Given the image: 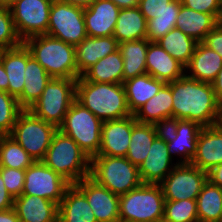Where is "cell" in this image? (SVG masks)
<instances>
[{"instance_id": "1", "label": "cell", "mask_w": 222, "mask_h": 222, "mask_svg": "<svg viewBox=\"0 0 222 222\" xmlns=\"http://www.w3.org/2000/svg\"><path fill=\"white\" fill-rule=\"evenodd\" d=\"M172 117L196 122L202 127L222 123V104L216 99L211 83L184 74L171 82Z\"/></svg>"}, {"instance_id": "2", "label": "cell", "mask_w": 222, "mask_h": 222, "mask_svg": "<svg viewBox=\"0 0 222 222\" xmlns=\"http://www.w3.org/2000/svg\"><path fill=\"white\" fill-rule=\"evenodd\" d=\"M102 121L131 116L123 84L95 83L82 76L76 82V99Z\"/></svg>"}, {"instance_id": "3", "label": "cell", "mask_w": 222, "mask_h": 222, "mask_svg": "<svg viewBox=\"0 0 222 222\" xmlns=\"http://www.w3.org/2000/svg\"><path fill=\"white\" fill-rule=\"evenodd\" d=\"M23 43L52 78L77 80L75 46L47 34L30 37Z\"/></svg>"}, {"instance_id": "4", "label": "cell", "mask_w": 222, "mask_h": 222, "mask_svg": "<svg viewBox=\"0 0 222 222\" xmlns=\"http://www.w3.org/2000/svg\"><path fill=\"white\" fill-rule=\"evenodd\" d=\"M42 162L70 184L90 176L91 158L60 130L54 134Z\"/></svg>"}, {"instance_id": "5", "label": "cell", "mask_w": 222, "mask_h": 222, "mask_svg": "<svg viewBox=\"0 0 222 222\" xmlns=\"http://www.w3.org/2000/svg\"><path fill=\"white\" fill-rule=\"evenodd\" d=\"M164 202L160 184H141L119 196V221L162 222Z\"/></svg>"}, {"instance_id": "6", "label": "cell", "mask_w": 222, "mask_h": 222, "mask_svg": "<svg viewBox=\"0 0 222 222\" xmlns=\"http://www.w3.org/2000/svg\"><path fill=\"white\" fill-rule=\"evenodd\" d=\"M90 177L119 196L142 184L138 167L126 157L105 155L92 157Z\"/></svg>"}, {"instance_id": "7", "label": "cell", "mask_w": 222, "mask_h": 222, "mask_svg": "<svg viewBox=\"0 0 222 222\" xmlns=\"http://www.w3.org/2000/svg\"><path fill=\"white\" fill-rule=\"evenodd\" d=\"M76 82V79L52 78L40 98L28 110L59 128L76 99Z\"/></svg>"}, {"instance_id": "8", "label": "cell", "mask_w": 222, "mask_h": 222, "mask_svg": "<svg viewBox=\"0 0 222 222\" xmlns=\"http://www.w3.org/2000/svg\"><path fill=\"white\" fill-rule=\"evenodd\" d=\"M102 123L101 119L75 100L58 130L71 137L92 158L100 149Z\"/></svg>"}, {"instance_id": "9", "label": "cell", "mask_w": 222, "mask_h": 222, "mask_svg": "<svg viewBox=\"0 0 222 222\" xmlns=\"http://www.w3.org/2000/svg\"><path fill=\"white\" fill-rule=\"evenodd\" d=\"M58 128L23 109L17 116L10 134L35 160L42 161Z\"/></svg>"}, {"instance_id": "10", "label": "cell", "mask_w": 222, "mask_h": 222, "mask_svg": "<svg viewBox=\"0 0 222 222\" xmlns=\"http://www.w3.org/2000/svg\"><path fill=\"white\" fill-rule=\"evenodd\" d=\"M47 35L76 46L87 37L84 8L53 0Z\"/></svg>"}, {"instance_id": "11", "label": "cell", "mask_w": 222, "mask_h": 222, "mask_svg": "<svg viewBox=\"0 0 222 222\" xmlns=\"http://www.w3.org/2000/svg\"><path fill=\"white\" fill-rule=\"evenodd\" d=\"M207 172L191 163L177 164L160 183L165 201L196 199L207 182Z\"/></svg>"}, {"instance_id": "12", "label": "cell", "mask_w": 222, "mask_h": 222, "mask_svg": "<svg viewBox=\"0 0 222 222\" xmlns=\"http://www.w3.org/2000/svg\"><path fill=\"white\" fill-rule=\"evenodd\" d=\"M53 0H16L10 8L15 29L22 41L47 34Z\"/></svg>"}, {"instance_id": "13", "label": "cell", "mask_w": 222, "mask_h": 222, "mask_svg": "<svg viewBox=\"0 0 222 222\" xmlns=\"http://www.w3.org/2000/svg\"><path fill=\"white\" fill-rule=\"evenodd\" d=\"M71 184L42 161H35L25 170L22 195H34L60 204Z\"/></svg>"}, {"instance_id": "14", "label": "cell", "mask_w": 222, "mask_h": 222, "mask_svg": "<svg viewBox=\"0 0 222 222\" xmlns=\"http://www.w3.org/2000/svg\"><path fill=\"white\" fill-rule=\"evenodd\" d=\"M74 185L86 196L97 222H120L119 195L98 184L90 176Z\"/></svg>"}, {"instance_id": "15", "label": "cell", "mask_w": 222, "mask_h": 222, "mask_svg": "<svg viewBox=\"0 0 222 222\" xmlns=\"http://www.w3.org/2000/svg\"><path fill=\"white\" fill-rule=\"evenodd\" d=\"M136 122L134 115L103 121L100 149L97 155L125 157L130 145L132 127Z\"/></svg>"}, {"instance_id": "16", "label": "cell", "mask_w": 222, "mask_h": 222, "mask_svg": "<svg viewBox=\"0 0 222 222\" xmlns=\"http://www.w3.org/2000/svg\"><path fill=\"white\" fill-rule=\"evenodd\" d=\"M173 160L167 143L156 137L146 159L138 168L142 184H160L178 164Z\"/></svg>"}, {"instance_id": "17", "label": "cell", "mask_w": 222, "mask_h": 222, "mask_svg": "<svg viewBox=\"0 0 222 222\" xmlns=\"http://www.w3.org/2000/svg\"><path fill=\"white\" fill-rule=\"evenodd\" d=\"M120 8L110 0H96L84 8L88 37L113 36Z\"/></svg>"}, {"instance_id": "18", "label": "cell", "mask_w": 222, "mask_h": 222, "mask_svg": "<svg viewBox=\"0 0 222 222\" xmlns=\"http://www.w3.org/2000/svg\"><path fill=\"white\" fill-rule=\"evenodd\" d=\"M222 163V123L203 127L198 139L196 154L191 164L208 172Z\"/></svg>"}, {"instance_id": "19", "label": "cell", "mask_w": 222, "mask_h": 222, "mask_svg": "<svg viewBox=\"0 0 222 222\" xmlns=\"http://www.w3.org/2000/svg\"><path fill=\"white\" fill-rule=\"evenodd\" d=\"M118 41L113 36L86 37L75 46V62L77 79L82 76L98 60L117 51Z\"/></svg>"}, {"instance_id": "20", "label": "cell", "mask_w": 222, "mask_h": 222, "mask_svg": "<svg viewBox=\"0 0 222 222\" xmlns=\"http://www.w3.org/2000/svg\"><path fill=\"white\" fill-rule=\"evenodd\" d=\"M146 72L167 84L182 77L185 74V67L168 54L158 42L150 41L146 53Z\"/></svg>"}, {"instance_id": "21", "label": "cell", "mask_w": 222, "mask_h": 222, "mask_svg": "<svg viewBox=\"0 0 222 222\" xmlns=\"http://www.w3.org/2000/svg\"><path fill=\"white\" fill-rule=\"evenodd\" d=\"M58 204L34 195L14 198V206L20 222H57Z\"/></svg>"}, {"instance_id": "22", "label": "cell", "mask_w": 222, "mask_h": 222, "mask_svg": "<svg viewBox=\"0 0 222 222\" xmlns=\"http://www.w3.org/2000/svg\"><path fill=\"white\" fill-rule=\"evenodd\" d=\"M221 68L220 54L198 42L189 64L185 67V74L195 80L212 83Z\"/></svg>"}, {"instance_id": "23", "label": "cell", "mask_w": 222, "mask_h": 222, "mask_svg": "<svg viewBox=\"0 0 222 222\" xmlns=\"http://www.w3.org/2000/svg\"><path fill=\"white\" fill-rule=\"evenodd\" d=\"M22 93L17 97L22 109H29L42 95L46 85L52 79L47 71L33 58L27 48V66Z\"/></svg>"}, {"instance_id": "24", "label": "cell", "mask_w": 222, "mask_h": 222, "mask_svg": "<svg viewBox=\"0 0 222 222\" xmlns=\"http://www.w3.org/2000/svg\"><path fill=\"white\" fill-rule=\"evenodd\" d=\"M202 128L196 122L177 119V137L173 141L167 142V147L173 159L177 157L178 161L176 160V162L178 164L192 162L196 154L197 139Z\"/></svg>"}, {"instance_id": "25", "label": "cell", "mask_w": 222, "mask_h": 222, "mask_svg": "<svg viewBox=\"0 0 222 222\" xmlns=\"http://www.w3.org/2000/svg\"><path fill=\"white\" fill-rule=\"evenodd\" d=\"M59 222H97L86 196L71 184L58 206Z\"/></svg>"}, {"instance_id": "26", "label": "cell", "mask_w": 222, "mask_h": 222, "mask_svg": "<svg viewBox=\"0 0 222 222\" xmlns=\"http://www.w3.org/2000/svg\"><path fill=\"white\" fill-rule=\"evenodd\" d=\"M0 59L8 76V93L17 98L24 88L27 47L22 43L14 48L3 49Z\"/></svg>"}, {"instance_id": "27", "label": "cell", "mask_w": 222, "mask_h": 222, "mask_svg": "<svg viewBox=\"0 0 222 222\" xmlns=\"http://www.w3.org/2000/svg\"><path fill=\"white\" fill-rule=\"evenodd\" d=\"M166 83L148 73L123 82L128 108L133 115L141 106L155 96Z\"/></svg>"}, {"instance_id": "28", "label": "cell", "mask_w": 222, "mask_h": 222, "mask_svg": "<svg viewBox=\"0 0 222 222\" xmlns=\"http://www.w3.org/2000/svg\"><path fill=\"white\" fill-rule=\"evenodd\" d=\"M217 25V19L212 14L189 9L181 4L176 19V28L185 35L202 42L205 36Z\"/></svg>"}, {"instance_id": "29", "label": "cell", "mask_w": 222, "mask_h": 222, "mask_svg": "<svg viewBox=\"0 0 222 222\" xmlns=\"http://www.w3.org/2000/svg\"><path fill=\"white\" fill-rule=\"evenodd\" d=\"M173 97L171 82L165 84L158 93L141 106L133 115L138 123L154 124L172 117Z\"/></svg>"}, {"instance_id": "30", "label": "cell", "mask_w": 222, "mask_h": 222, "mask_svg": "<svg viewBox=\"0 0 222 222\" xmlns=\"http://www.w3.org/2000/svg\"><path fill=\"white\" fill-rule=\"evenodd\" d=\"M147 21L138 7L120 9L113 37L118 43L146 38Z\"/></svg>"}, {"instance_id": "31", "label": "cell", "mask_w": 222, "mask_h": 222, "mask_svg": "<svg viewBox=\"0 0 222 222\" xmlns=\"http://www.w3.org/2000/svg\"><path fill=\"white\" fill-rule=\"evenodd\" d=\"M149 40L147 38L119 43L123 58V82L146 72V53Z\"/></svg>"}, {"instance_id": "32", "label": "cell", "mask_w": 222, "mask_h": 222, "mask_svg": "<svg viewBox=\"0 0 222 222\" xmlns=\"http://www.w3.org/2000/svg\"><path fill=\"white\" fill-rule=\"evenodd\" d=\"M82 77L95 83L123 84V58L120 50L98 60Z\"/></svg>"}, {"instance_id": "33", "label": "cell", "mask_w": 222, "mask_h": 222, "mask_svg": "<svg viewBox=\"0 0 222 222\" xmlns=\"http://www.w3.org/2000/svg\"><path fill=\"white\" fill-rule=\"evenodd\" d=\"M198 222H220L222 217V188L208 180L196 198Z\"/></svg>"}, {"instance_id": "34", "label": "cell", "mask_w": 222, "mask_h": 222, "mask_svg": "<svg viewBox=\"0 0 222 222\" xmlns=\"http://www.w3.org/2000/svg\"><path fill=\"white\" fill-rule=\"evenodd\" d=\"M175 60L186 67L196 49L198 42L185 35L178 28H173L157 41Z\"/></svg>"}, {"instance_id": "35", "label": "cell", "mask_w": 222, "mask_h": 222, "mask_svg": "<svg viewBox=\"0 0 222 222\" xmlns=\"http://www.w3.org/2000/svg\"><path fill=\"white\" fill-rule=\"evenodd\" d=\"M155 138L156 133L153 124L136 122L132 127L130 145L125 157L139 168L146 159Z\"/></svg>"}, {"instance_id": "36", "label": "cell", "mask_w": 222, "mask_h": 222, "mask_svg": "<svg viewBox=\"0 0 222 222\" xmlns=\"http://www.w3.org/2000/svg\"><path fill=\"white\" fill-rule=\"evenodd\" d=\"M35 160L13 137L5 135L0 143V167L26 170Z\"/></svg>"}, {"instance_id": "37", "label": "cell", "mask_w": 222, "mask_h": 222, "mask_svg": "<svg viewBox=\"0 0 222 222\" xmlns=\"http://www.w3.org/2000/svg\"><path fill=\"white\" fill-rule=\"evenodd\" d=\"M181 1L173 0L168 4V8L156 18L147 21L146 38L149 41L157 42L170 30L176 28V19L180 10Z\"/></svg>"}, {"instance_id": "38", "label": "cell", "mask_w": 222, "mask_h": 222, "mask_svg": "<svg viewBox=\"0 0 222 222\" xmlns=\"http://www.w3.org/2000/svg\"><path fill=\"white\" fill-rule=\"evenodd\" d=\"M162 222H198L196 199L165 201Z\"/></svg>"}, {"instance_id": "39", "label": "cell", "mask_w": 222, "mask_h": 222, "mask_svg": "<svg viewBox=\"0 0 222 222\" xmlns=\"http://www.w3.org/2000/svg\"><path fill=\"white\" fill-rule=\"evenodd\" d=\"M22 110L16 97L0 91V131L5 135H10L17 116Z\"/></svg>"}, {"instance_id": "40", "label": "cell", "mask_w": 222, "mask_h": 222, "mask_svg": "<svg viewBox=\"0 0 222 222\" xmlns=\"http://www.w3.org/2000/svg\"><path fill=\"white\" fill-rule=\"evenodd\" d=\"M22 43L16 32L10 9L0 7V47L9 49Z\"/></svg>"}, {"instance_id": "41", "label": "cell", "mask_w": 222, "mask_h": 222, "mask_svg": "<svg viewBox=\"0 0 222 222\" xmlns=\"http://www.w3.org/2000/svg\"><path fill=\"white\" fill-rule=\"evenodd\" d=\"M0 173L7 191L13 198L21 196L25 181V170L0 167Z\"/></svg>"}, {"instance_id": "42", "label": "cell", "mask_w": 222, "mask_h": 222, "mask_svg": "<svg viewBox=\"0 0 222 222\" xmlns=\"http://www.w3.org/2000/svg\"><path fill=\"white\" fill-rule=\"evenodd\" d=\"M156 137L170 142L177 137V119L174 117L162 119L153 124Z\"/></svg>"}, {"instance_id": "43", "label": "cell", "mask_w": 222, "mask_h": 222, "mask_svg": "<svg viewBox=\"0 0 222 222\" xmlns=\"http://www.w3.org/2000/svg\"><path fill=\"white\" fill-rule=\"evenodd\" d=\"M173 0H139L138 8L144 15L146 21L154 19L168 8Z\"/></svg>"}, {"instance_id": "44", "label": "cell", "mask_w": 222, "mask_h": 222, "mask_svg": "<svg viewBox=\"0 0 222 222\" xmlns=\"http://www.w3.org/2000/svg\"><path fill=\"white\" fill-rule=\"evenodd\" d=\"M181 4L198 12L217 17L220 0H180Z\"/></svg>"}, {"instance_id": "45", "label": "cell", "mask_w": 222, "mask_h": 222, "mask_svg": "<svg viewBox=\"0 0 222 222\" xmlns=\"http://www.w3.org/2000/svg\"><path fill=\"white\" fill-rule=\"evenodd\" d=\"M204 45L219 53L222 57V27L216 25L202 41Z\"/></svg>"}, {"instance_id": "46", "label": "cell", "mask_w": 222, "mask_h": 222, "mask_svg": "<svg viewBox=\"0 0 222 222\" xmlns=\"http://www.w3.org/2000/svg\"><path fill=\"white\" fill-rule=\"evenodd\" d=\"M14 206V198L7 191L0 173V211L11 209Z\"/></svg>"}, {"instance_id": "47", "label": "cell", "mask_w": 222, "mask_h": 222, "mask_svg": "<svg viewBox=\"0 0 222 222\" xmlns=\"http://www.w3.org/2000/svg\"><path fill=\"white\" fill-rule=\"evenodd\" d=\"M207 179L213 185L222 188V163L214 166L207 172Z\"/></svg>"}, {"instance_id": "48", "label": "cell", "mask_w": 222, "mask_h": 222, "mask_svg": "<svg viewBox=\"0 0 222 222\" xmlns=\"http://www.w3.org/2000/svg\"><path fill=\"white\" fill-rule=\"evenodd\" d=\"M216 99L222 104V68L218 72L215 80L211 83Z\"/></svg>"}, {"instance_id": "49", "label": "cell", "mask_w": 222, "mask_h": 222, "mask_svg": "<svg viewBox=\"0 0 222 222\" xmlns=\"http://www.w3.org/2000/svg\"><path fill=\"white\" fill-rule=\"evenodd\" d=\"M0 222H20L14 208L0 211Z\"/></svg>"}, {"instance_id": "50", "label": "cell", "mask_w": 222, "mask_h": 222, "mask_svg": "<svg viewBox=\"0 0 222 222\" xmlns=\"http://www.w3.org/2000/svg\"><path fill=\"white\" fill-rule=\"evenodd\" d=\"M8 76L3 67L2 60L0 59V91H5L8 93Z\"/></svg>"}, {"instance_id": "51", "label": "cell", "mask_w": 222, "mask_h": 222, "mask_svg": "<svg viewBox=\"0 0 222 222\" xmlns=\"http://www.w3.org/2000/svg\"><path fill=\"white\" fill-rule=\"evenodd\" d=\"M115 3L120 9L138 7L139 0H110Z\"/></svg>"}, {"instance_id": "52", "label": "cell", "mask_w": 222, "mask_h": 222, "mask_svg": "<svg viewBox=\"0 0 222 222\" xmlns=\"http://www.w3.org/2000/svg\"><path fill=\"white\" fill-rule=\"evenodd\" d=\"M57 1L71 4L78 7H82V8H87L96 0H57Z\"/></svg>"}, {"instance_id": "53", "label": "cell", "mask_w": 222, "mask_h": 222, "mask_svg": "<svg viewBox=\"0 0 222 222\" xmlns=\"http://www.w3.org/2000/svg\"><path fill=\"white\" fill-rule=\"evenodd\" d=\"M16 0H0V7L10 9Z\"/></svg>"}, {"instance_id": "54", "label": "cell", "mask_w": 222, "mask_h": 222, "mask_svg": "<svg viewBox=\"0 0 222 222\" xmlns=\"http://www.w3.org/2000/svg\"><path fill=\"white\" fill-rule=\"evenodd\" d=\"M216 19H217V25L222 27V0H220L219 3V11Z\"/></svg>"}, {"instance_id": "55", "label": "cell", "mask_w": 222, "mask_h": 222, "mask_svg": "<svg viewBox=\"0 0 222 222\" xmlns=\"http://www.w3.org/2000/svg\"><path fill=\"white\" fill-rule=\"evenodd\" d=\"M4 136H5V134L2 131H0V143H1Z\"/></svg>"}, {"instance_id": "56", "label": "cell", "mask_w": 222, "mask_h": 222, "mask_svg": "<svg viewBox=\"0 0 222 222\" xmlns=\"http://www.w3.org/2000/svg\"><path fill=\"white\" fill-rule=\"evenodd\" d=\"M2 51H3V48L0 47V57H1Z\"/></svg>"}]
</instances>
